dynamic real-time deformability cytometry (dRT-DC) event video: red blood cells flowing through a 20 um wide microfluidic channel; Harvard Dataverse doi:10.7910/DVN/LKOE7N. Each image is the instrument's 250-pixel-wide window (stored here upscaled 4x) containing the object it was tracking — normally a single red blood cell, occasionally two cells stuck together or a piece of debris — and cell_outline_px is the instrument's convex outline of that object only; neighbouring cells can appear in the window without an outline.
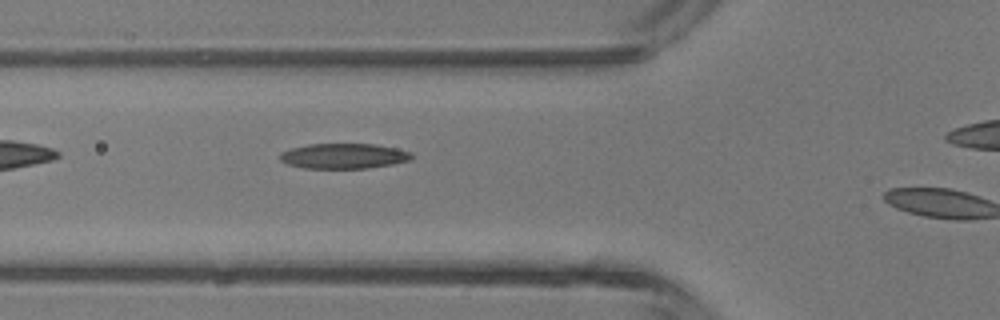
{"species": "common noctule bat (a hibernating species)", "species_latin": "Nyctalus noctula", "temperature_condition": "room temperature", "stored_images_in_passage": 4, "camera_frame_rate_fps": 3000, "um_per_image_px": 0.085, "animal": {"sex": "male", "body_mass_g": 13.3}, "frame": {"image": 1, "passage_image": 3, "time_ms": 2.333, "image_size_px": [1000, 320], "cell_outline_px": [[412, 160], [392, 164], [368, 168], [304, 168], [288, 164], [280, 160], [280, 152], [292, 148], [308, 144], [376, 144], [396, 148], [412, 152]], "centroid_in_image_um": [29.24, 13.26], "position_along_channel_um": 96.6, "area_um2": 19.36}}